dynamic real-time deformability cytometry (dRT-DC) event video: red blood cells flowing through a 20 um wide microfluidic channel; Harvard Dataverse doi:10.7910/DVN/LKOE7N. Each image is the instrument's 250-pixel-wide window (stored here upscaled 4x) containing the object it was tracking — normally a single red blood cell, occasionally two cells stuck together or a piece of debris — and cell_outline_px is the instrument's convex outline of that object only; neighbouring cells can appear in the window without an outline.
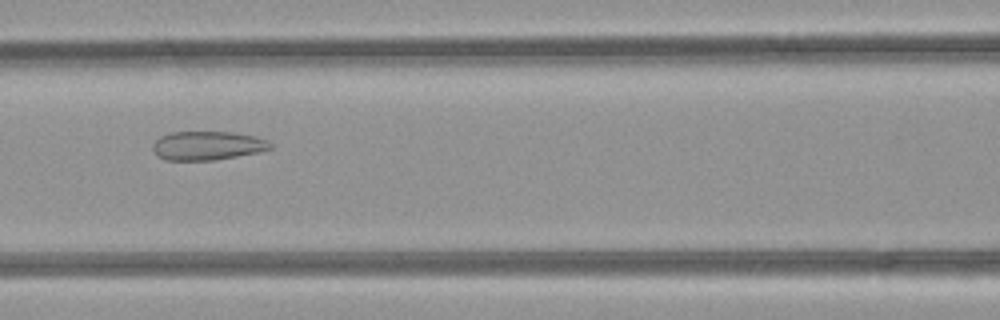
{"species": "common noctule bat (a hibernating species)", "species_latin": "Nyctalus noctula", "temperature_condition": "room temperature", "stored_images_in_passage": 42, "camera_frame_rate_fps": 3000, "um_per_image_px": 0.085, "animal": {"sex": "female", "body_mass_g": 21.9}, "frame": {"image": 1, "passage_image": 14, "time_ms": 4.333, "image_size_px": [1000, 320], "cell_outline_px": [[272, 148], [256, 152], [236, 156], [212, 160], [168, 160], [156, 156], [152, 148], [152, 144], [160, 136], [172, 132], [232, 132], [256, 136], [268, 140], [272, 144]], "centroid_in_image_um": [17.61, 12.37], "position_along_channel_um": 149.0, "area_um2": 19.71}}
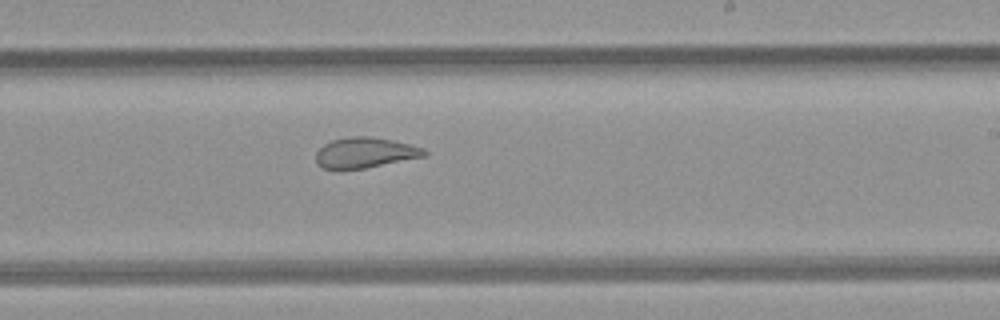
{"frame": {"image": 2, "passage_image": 22, "time_ms": 7.0, "image_size_px": [1000, 320], "cell_outline_px": [[428, 152], [424, 156], [364, 168], [324, 168], [316, 164], [316, 152], [324, 144], [332, 140], [352, 136], [368, 136], [392, 140], [424, 148]], "centroid_in_image_um": [31.01, 12.96], "position_along_channel_um": 258.0, "area_um2": 18.84}}
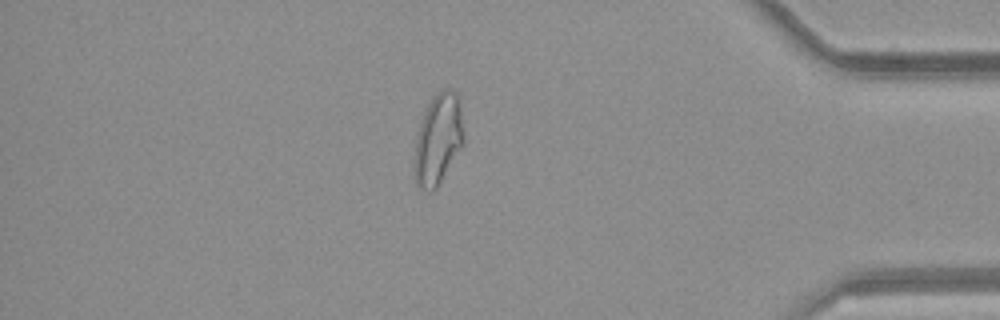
{"frame": {"image": 3, "passage_image": 35, "time_ms": 11.333, "image_size_px": [1000, 320], "cell_outline_px": [[464, 144], [436, 188], [432, 192], [428, 192], [420, 188], [416, 184], [416, 136], [424, 112], [432, 96], [436, 92], [444, 88], [448, 88], [456, 92], [460, 100], [464, 136]], "centroid_in_image_um": [37.28, 11.79], "position_along_channel_um": 397.9, "area_um2": 25.95}, "authors_computed_cell_mechanics": {"area_um2": 23.7847, "velocity_mm_per_s": 4.1097, "shape_relaxation_time_tau1_ms": null, "shape_relaxation_time_tau2_ms": 1.4601, "deformation_change_tau1": null, "deformation_change_tau2": 0.085}}